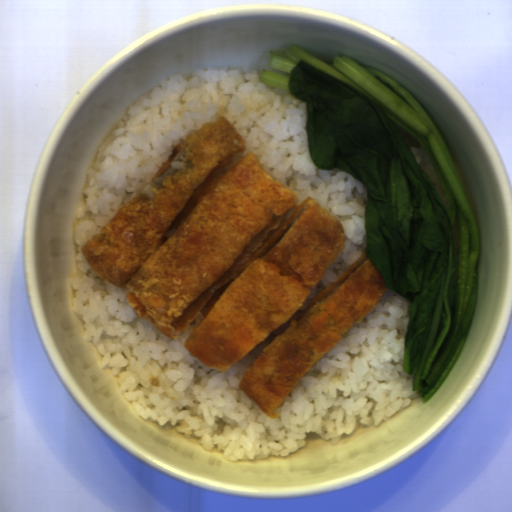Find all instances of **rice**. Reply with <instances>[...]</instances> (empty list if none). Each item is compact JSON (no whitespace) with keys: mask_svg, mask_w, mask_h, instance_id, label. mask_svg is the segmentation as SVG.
Masks as SVG:
<instances>
[{"mask_svg":"<svg viewBox=\"0 0 512 512\" xmlns=\"http://www.w3.org/2000/svg\"><path fill=\"white\" fill-rule=\"evenodd\" d=\"M262 71L207 65L188 76L171 74L124 110L99 145L76 207V276L71 309L82 322L83 338L118 376L121 395L136 417L176 434L195 437L201 447L224 459L253 462L286 458L307 444V432L336 446L359 426L388 421L419 398L414 375L404 371L410 301L388 289L375 307L315 362L269 418L240 388L249 366L289 326L287 321L226 372L204 365L183 346L208 309V302L179 332L164 336L137 316L127 287L104 282L81 248L105 226L124 202L153 179L182 137L202 123L226 117L245 142L223 168L251 152L276 181L296 197H311L333 214L348 236L345 246L310 288L299 317L316 297L363 256L368 190L351 173L320 170L313 163L307 133V102L260 82ZM220 174V175H221Z\"/></svg>","mask_w":512,"mask_h":512,"instance_id":"obj_1","label":"rice"}]
</instances>
